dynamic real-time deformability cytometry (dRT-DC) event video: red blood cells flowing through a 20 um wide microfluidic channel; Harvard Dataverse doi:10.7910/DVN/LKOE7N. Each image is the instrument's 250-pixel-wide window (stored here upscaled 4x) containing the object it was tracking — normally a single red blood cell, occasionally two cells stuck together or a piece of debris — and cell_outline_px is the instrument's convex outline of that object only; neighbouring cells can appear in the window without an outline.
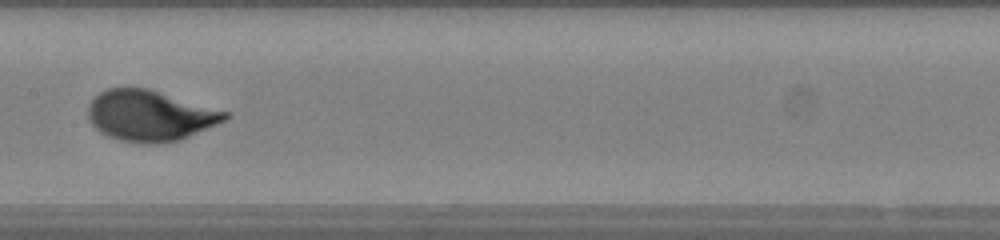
{"species": "human", "species_latin": "Homo sapiens", "temperature_condition": "warm", "stored_images_in_passage": 48, "camera_frame_rate_fps": 3000, "um_per_image_px": 0.085, "donor": {"sex": "female"}, "frame": {"image": 1, "passage_image": 24, "time_ms": 7.667, "image_size_px": [1000, 240], "cell_outline_px": [[232, 116], [216, 124], [180, 140], [156, 144], [144, 144], [120, 140], [108, 136], [100, 132], [88, 120], [88, 104], [100, 92], [108, 88], [148, 88], [228, 112]], "centroid_in_image_um": [12.72, 9.84], "position_along_channel_um": 194.7, "area_um2": 40.34}}
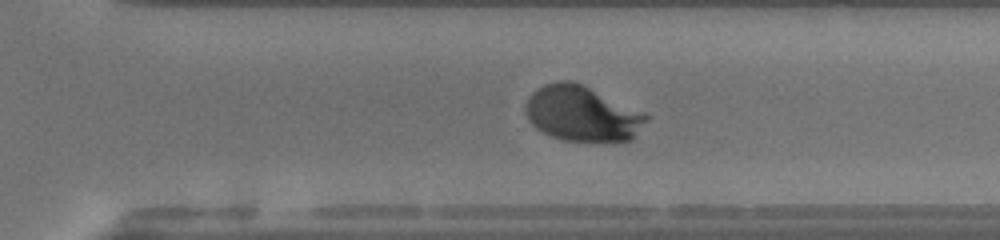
{"frame": {"image": 2, "passage_image": 33, "time_ms": 10.667, "image_size_px": [1000, 240], "cell_outline_px": [[652, 116], [632, 140], [564, 140], [552, 136], [536, 128], [528, 120], [524, 108], [524, 104], [528, 96], [536, 88], [544, 84], [560, 80], [572, 80], [648, 112]], "centroid_in_image_um": [49.51, 9.62], "position_along_channel_um": 321.1, "area_um2": 39.36}}
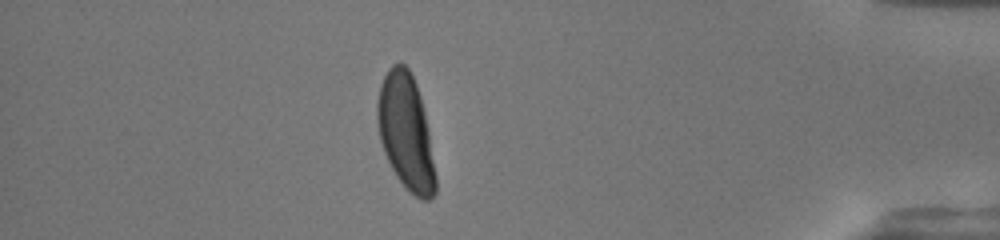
{"frame": {"image": 3, "passage_image": 42, "time_ms": 13.667, "image_size_px": [1000, 240], "cell_outline_px": [[436, 192], [428, 200], [420, 200], [396, 176], [384, 152], [380, 140], [376, 120], [376, 104], [380, 84], [388, 68], [392, 64], [400, 60], [408, 68], [416, 84], [420, 96], [424, 112], [428, 132], [436, 176]], "centroid_in_image_um": [34.47, 11.17], "position_along_channel_um": 400.7, "area_um2": 38.96}, "authors_computed_cell_mechanics": {"area_um2": 38.7838, "velocity_mm_per_s": 4.2264, "shape_relaxation_time_tau1_ms": 2.5286, "shape_relaxation_time_tau2_ms": null, "deformation_change_tau1": 0.1793, "deformation_change_tau2": null}}